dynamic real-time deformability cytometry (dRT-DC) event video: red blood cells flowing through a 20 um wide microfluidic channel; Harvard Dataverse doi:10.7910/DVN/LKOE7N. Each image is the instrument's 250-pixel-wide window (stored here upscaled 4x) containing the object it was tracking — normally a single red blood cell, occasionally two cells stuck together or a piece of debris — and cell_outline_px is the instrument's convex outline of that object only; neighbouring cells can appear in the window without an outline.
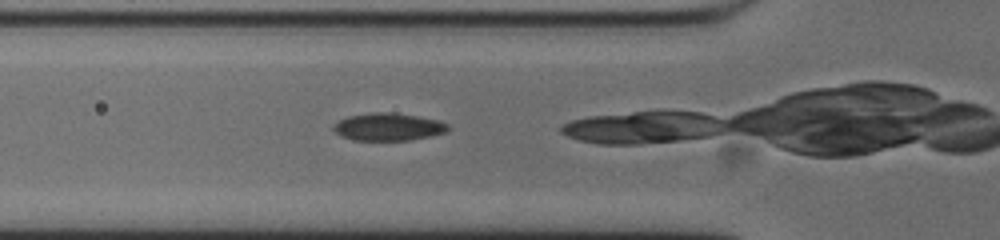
{"species": "common noctule bat (a hibernating species)", "species_latin": "Nyctalus noctula", "temperature_condition": "cold", "stored_images_in_passage": 14, "camera_frame_rate_fps": 3000, "um_per_image_px": 0.085, "animal": {"sex": "male", "body_mass_g": 20.0, "forearm_length_mm": 53.3}, "frame": {"image": 1, "passage_image": 5, "time_ms": 1.333, "image_size_px": [1000, 240], "cell_outline_px": [[448, 128], [444, 132], [428, 136], [408, 140], [352, 140], [340, 136], [332, 128], [332, 124], [348, 116], [376, 112], [388, 112], [416, 116], [436, 120], [448, 124]], "centroid_in_image_um": [32.92, 10.78], "position_along_channel_um": 92.9, "area_um2": 18.09}}